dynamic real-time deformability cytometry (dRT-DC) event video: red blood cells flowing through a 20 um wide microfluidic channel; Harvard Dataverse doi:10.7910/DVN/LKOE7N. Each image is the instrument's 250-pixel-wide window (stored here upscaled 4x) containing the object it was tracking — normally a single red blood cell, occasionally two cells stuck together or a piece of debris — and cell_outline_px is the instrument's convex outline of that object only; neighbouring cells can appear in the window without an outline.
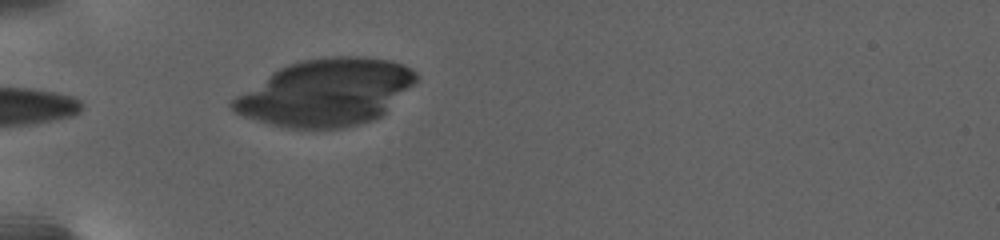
{"species": "human", "species_latin": "Homo sapiens", "temperature_condition": "warm", "stored_images_in_passage": 19, "camera_frame_rate_fps": 3000, "um_per_image_px": 0.085, "donor": {"sex": "female"}, "frame": {"image": 1, "passage_image": 1, "time_ms": 0.0, "image_size_px": [1000, 240], "cell_outline_px": [[416, 80], [380, 116], [372, 120], [344, 128], [288, 128], [272, 124], [244, 116], [236, 112], [232, 108], [232, 100], [236, 96], [272, 72], [288, 64], [300, 60], [324, 56], [364, 56], [392, 60], [404, 64], [412, 68], [416, 72]], "centroid_in_image_um": [27.71, 7.83], "position_along_channel_um": 57.3, "area_um2": 70.69}}
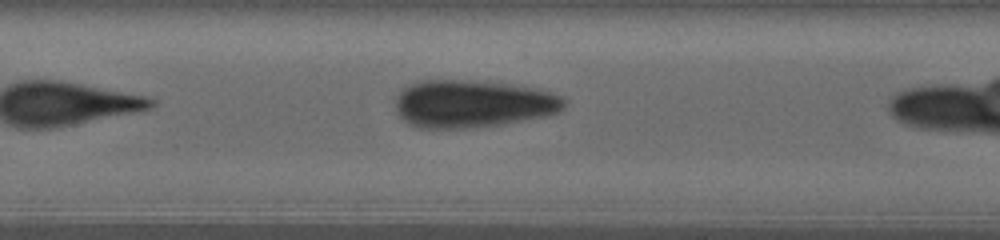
{"frame": {"image": 2, "passage_image": 9, "time_ms": 3.0, "image_size_px": [1000, 240], "cell_outline_px": [[564, 108], [560, 112], [544, 116], [500, 124], [472, 128], [416, 128], [400, 120], [396, 112], [396, 96], [408, 84], [416, 80], [472, 80], [512, 84], [548, 92], [560, 96], [564, 100]], "centroid_in_image_um": [40.09, 8.82], "position_along_channel_um": 167.3, "area_um2": 46.99}}